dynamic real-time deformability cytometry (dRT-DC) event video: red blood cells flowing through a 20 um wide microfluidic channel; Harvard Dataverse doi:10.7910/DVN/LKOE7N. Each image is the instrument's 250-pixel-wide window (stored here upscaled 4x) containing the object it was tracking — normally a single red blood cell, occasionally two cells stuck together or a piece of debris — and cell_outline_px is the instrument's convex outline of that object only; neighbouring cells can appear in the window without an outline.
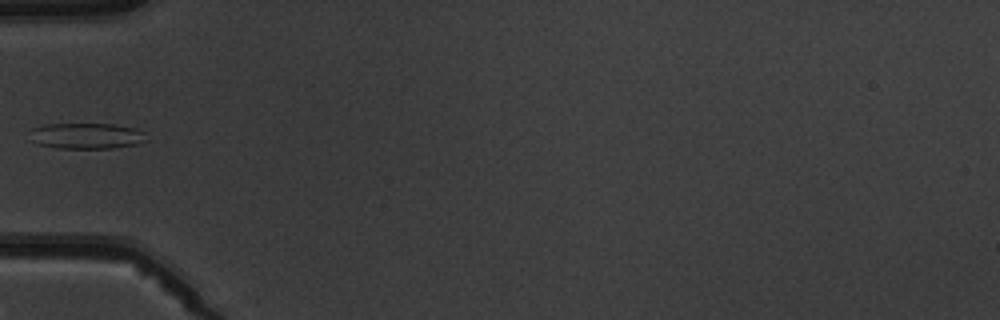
{"species": "common noctule bat (a hibernating species)", "species_latin": "Nyctalus noctula", "temperature_condition": "warm", "stored_images_in_passage": 4, "camera_frame_rate_fps": 3000, "um_per_image_px": 0.085, "animal": {"sex": "male", "body_mass_g": 19.5, "forearm_length_mm": 54.6}, "frame": {"image": 1, "passage_image": 4, "time_ms": 4.333, "image_size_px": [1000, 320], "cell_outline_px": [[148, 140], [136, 144], [112, 148], [56, 148], [36, 144], [32, 140], [32, 128], [44, 124], [112, 124], [132, 128], [144, 132]], "centroid_in_image_um": [7.34, 11.55], "position_along_channel_um": 77.7, "area_um2": 17.46}}